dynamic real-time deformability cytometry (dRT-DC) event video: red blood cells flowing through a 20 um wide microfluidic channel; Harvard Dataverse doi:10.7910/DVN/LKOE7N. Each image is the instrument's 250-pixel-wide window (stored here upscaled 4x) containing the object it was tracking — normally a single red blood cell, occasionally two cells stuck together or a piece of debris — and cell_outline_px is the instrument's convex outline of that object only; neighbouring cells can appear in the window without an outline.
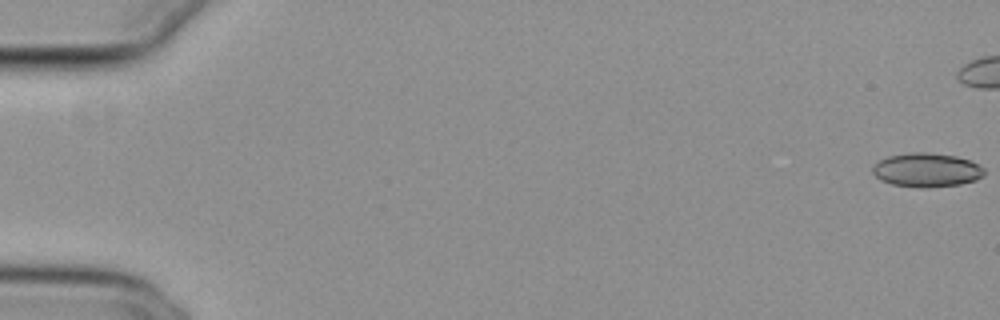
{"species": "common noctule bat (a hibernating species)", "species_latin": "Nyctalus noctula", "temperature_condition": "cold", "stored_images_in_passage": 45, "camera_frame_rate_fps": 3000, "um_per_image_px": 0.085, "animal": {"sex": "female", "body_mass_g": 29.2, "forearm_length_mm": 56.3}, "frame": {"image": 1, "passage_image": 1, "time_ms": 0.0, "image_size_px": [1000, 320], "cell_outline_px": [[984, 176], [976, 180], [960, 184], [928, 188], [924, 188], [892, 184], [880, 180], [872, 172], [872, 168], [880, 160], [888, 156], [912, 152], [928, 152], [956, 156], [968, 160], [984, 168]], "centroid_in_image_um": [78.77, 14.45], "position_along_channel_um": 6.2, "area_um2": 22.02}}
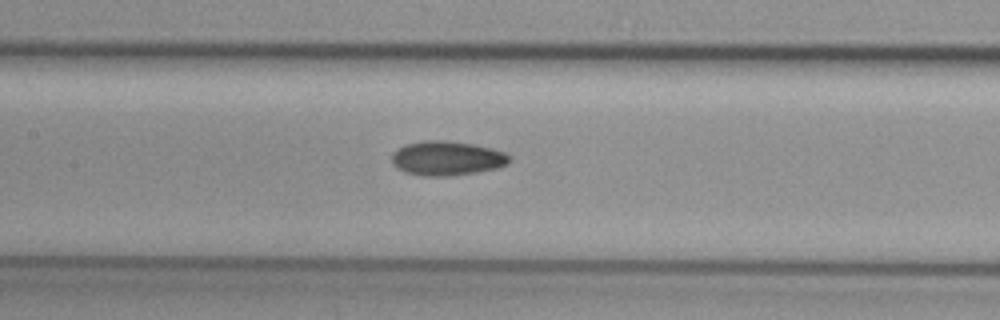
{"frame": {"image": 2, "passage_image": 27, "time_ms": 8.667, "image_size_px": [1000, 320], "cell_outline_px": [[512, 160], [508, 164], [496, 168], [476, 172], [444, 176], [424, 176], [404, 172], [396, 168], [392, 164], [392, 152], [404, 144], [424, 140], [444, 140], [476, 144], [492, 148], [504, 152], [512, 156]], "centroid_in_image_um": [37.99, 13.44], "position_along_channel_um": 169.4, "area_um2": 23.87}}
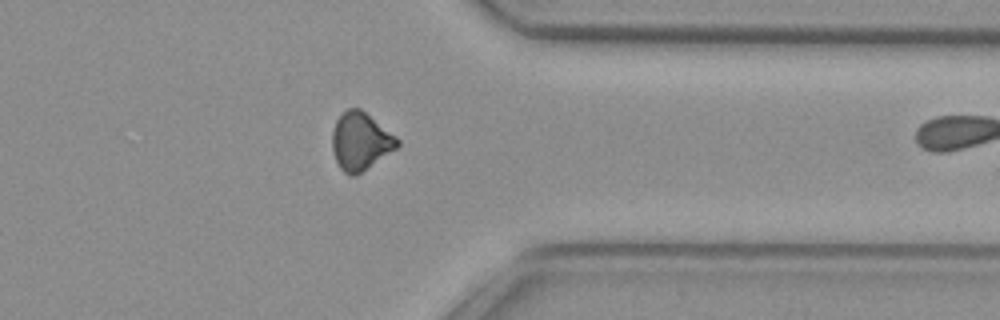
{"frame": {"image": 3, "passage_image": 44, "time_ms": 14.333, "image_size_px": [1000, 320], "cell_outline_px": [[400, 144], [396, 148], [356, 176], [352, 176], [344, 172], [340, 168], [336, 160], [332, 148], [332, 132], [336, 120], [348, 108], [360, 108], [396, 136], [400, 140]], "centroid_in_image_um": [30.63, 12.01], "position_along_channel_um": 380.8, "area_um2": 21.68}}